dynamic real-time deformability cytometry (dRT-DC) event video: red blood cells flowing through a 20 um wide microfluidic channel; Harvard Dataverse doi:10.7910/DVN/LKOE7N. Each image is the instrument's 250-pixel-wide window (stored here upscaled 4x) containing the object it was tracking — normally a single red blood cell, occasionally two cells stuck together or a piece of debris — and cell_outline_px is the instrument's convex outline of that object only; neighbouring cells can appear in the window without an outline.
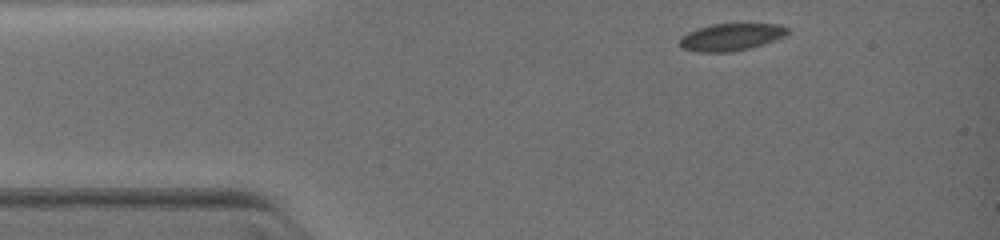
{"species": "common noctule bat (a hibernating species)", "species_latin": "Nyctalus noctula", "temperature_condition": "warm", "stored_images_in_passage": 2, "camera_frame_rate_fps": 3000, "um_per_image_px": 0.085, "animal": {"sex": "female", "body_mass_g": 19.0, "forearm_length_mm": 51.5}, "frame": {"image": 1, "passage_image": 1, "time_ms": 0.0, "image_size_px": [1000, 240], "cell_outline_px": [[788, 32], [784, 36], [776, 40], [764, 44], [732, 52], [696, 52], [680, 48], [680, 36], [688, 32], [712, 24], [780, 24], [788, 28]], "centroid_in_image_um": [62.13, 3.16], "position_along_channel_um": 22.9, "area_um2": 17.11}}